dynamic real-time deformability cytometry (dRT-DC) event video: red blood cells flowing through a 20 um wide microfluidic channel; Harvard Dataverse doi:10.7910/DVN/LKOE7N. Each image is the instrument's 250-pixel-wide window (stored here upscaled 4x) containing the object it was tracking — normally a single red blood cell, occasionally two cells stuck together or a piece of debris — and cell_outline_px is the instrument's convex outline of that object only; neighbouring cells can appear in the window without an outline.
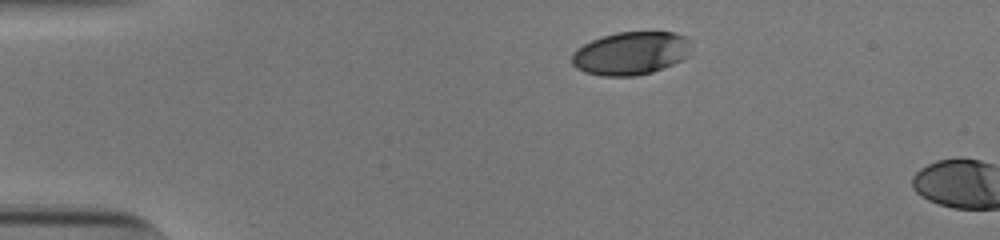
{"species": "human", "species_latin": "Homo sapiens", "temperature_condition": "cold", "stored_images_in_passage": 4, "camera_frame_rate_fps": 3000, "um_per_image_px": 0.085, "donor": {"sex": "male"}, "frame": {"image": 1, "passage_image": 1, "time_ms": 0.0, "image_size_px": [1000, 240], "cell_outline_px": [[688, 56], [672, 64], [652, 72], [636, 76], [604, 76], [584, 72], [576, 68], [572, 64], [572, 56], [576, 48], [592, 40], [616, 32], [676, 32], [688, 36]], "centroid_in_image_um": [53.6, 4.53], "position_along_channel_um": 31.4, "area_um2": 29.88}}